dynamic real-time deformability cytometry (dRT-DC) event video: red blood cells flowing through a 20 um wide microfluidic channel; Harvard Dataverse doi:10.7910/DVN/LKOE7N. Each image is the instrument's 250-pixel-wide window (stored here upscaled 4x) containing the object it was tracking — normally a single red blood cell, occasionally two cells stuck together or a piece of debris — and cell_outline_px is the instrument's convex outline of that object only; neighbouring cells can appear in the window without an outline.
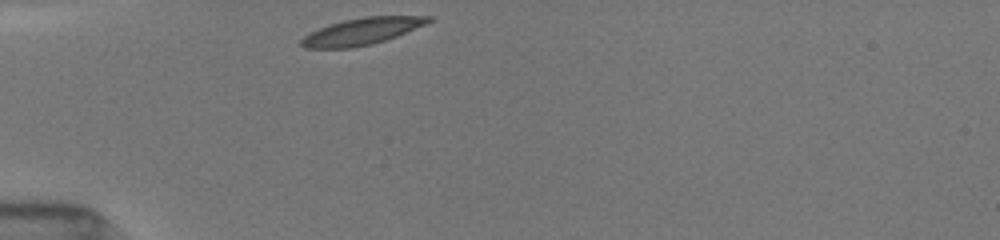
{"species": "common noctule bat (a hibernating species)", "species_latin": "Nyctalus noctula", "temperature_condition": "room temperature", "stored_images_in_passage": 20, "camera_frame_rate_fps": 3000, "um_per_image_px": 0.085, "animal": {"sex": "female", "body_mass_g": 19.5, "forearm_length_mm": 54.1}, "frame": {"image": 1, "passage_image": 1, "time_ms": 0.0, "image_size_px": [1000, 240], "cell_outline_px": [[432, 20], [424, 24], [396, 36], [372, 44], [352, 48], [304, 48], [300, 44], [300, 40], [304, 36], [320, 28], [344, 20], [364, 16], [432, 16]], "centroid_in_image_um": [30.73, 2.67], "position_along_channel_um": 54.3, "area_um2": 19.48}}
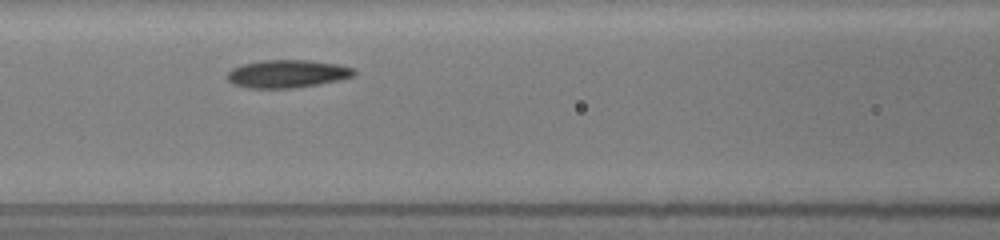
{"frame": {"image": 2, "passage_image": 8, "time_ms": 2.667, "image_size_px": [1000, 240], "cell_outline_px": [[356, 72], [352, 76], [320, 84], [292, 88], [248, 88], [232, 84], [228, 80], [228, 72], [232, 68], [244, 64], [260, 60], [304, 60], [336, 64], [352, 68]], "centroid_in_image_um": [24.36, 6.28], "position_along_channel_um": 142.2, "area_um2": 20.35}}
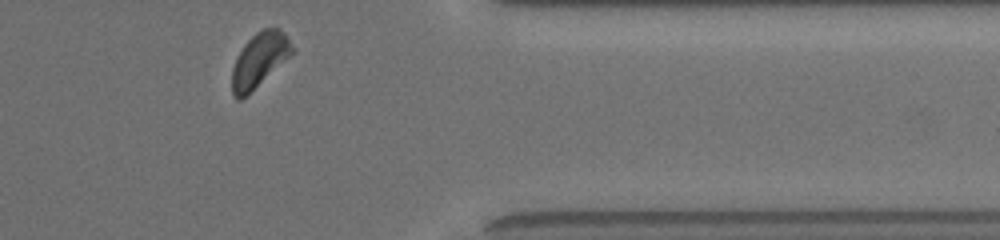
{"frame": {"image": 3, "passage_image": 20, "time_ms": 9.333, "image_size_px": [1000, 240], "cell_outline_px": [[296, 52], [240, 100], [236, 100], [232, 92], [232, 68], [244, 44], [260, 28], [280, 28], [296, 48]], "centroid_in_image_um": [22.09, 5.06], "position_along_channel_um": 389.3, "area_um2": 18.96}, "authors_computed_cell_mechanics": {"area_um2": 19.8254, "velocity_mm_per_s": 3.8939, "shape_relaxation_time_tau1_ms": 1.405, "shape_relaxation_time_tau2_ms": 2.8622, "deformation_change_tau1": 0.0877, "deformation_change_tau2": 0.0814}}